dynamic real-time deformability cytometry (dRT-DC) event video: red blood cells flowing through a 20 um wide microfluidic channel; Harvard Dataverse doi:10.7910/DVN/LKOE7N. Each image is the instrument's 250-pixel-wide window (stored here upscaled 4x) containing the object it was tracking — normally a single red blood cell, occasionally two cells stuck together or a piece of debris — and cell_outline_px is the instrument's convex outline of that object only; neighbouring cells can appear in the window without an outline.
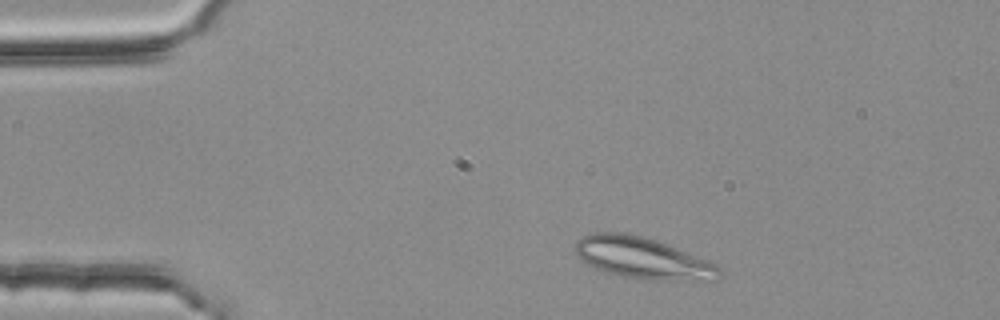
{"species": "common noctule bat (a hibernating species)", "species_latin": "Nyctalus noctula", "temperature_condition": "room temperature", "stored_images_in_passage": 6, "segment_of_instrument_passage": [1, 2], "camera_frame_rate_fps": 3000, "um_per_image_px": 0.085, "animal": {"sex": "female", "body_mass_g": 25.1}, "frame": {"image": 1, "passage_image": 1, "time_ms": 0.0, "image_size_px": [1000, 320], "cell_outline_px": [[720, 276], [716, 280], [664, 280], [624, 276], [604, 272], [588, 264], [576, 256], [572, 248], [576, 240], [584, 236], [596, 232], [624, 232], [644, 236], [668, 244], [708, 260], [716, 264], [720, 268]], "centroid_in_image_um": [54.59, 21.91], "position_along_channel_um": 30.4, "area_um2": 34.85}}